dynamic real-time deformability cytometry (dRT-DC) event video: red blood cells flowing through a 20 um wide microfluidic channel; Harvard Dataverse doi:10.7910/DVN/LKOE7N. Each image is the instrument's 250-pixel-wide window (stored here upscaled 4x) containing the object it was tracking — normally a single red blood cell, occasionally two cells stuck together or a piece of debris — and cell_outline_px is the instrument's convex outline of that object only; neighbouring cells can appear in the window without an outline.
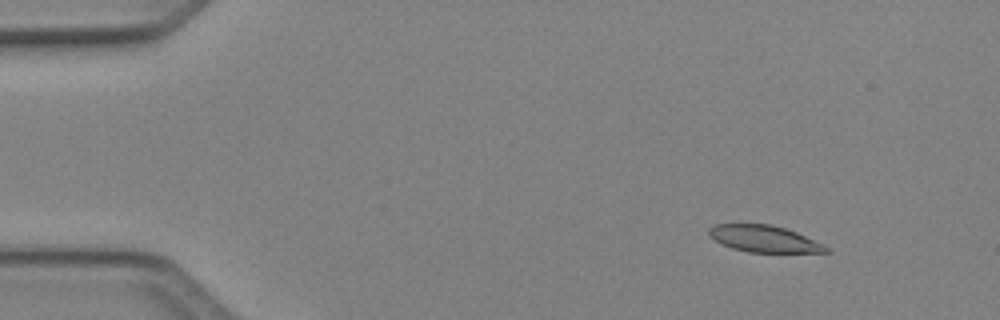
{"species": "Egyptian fruit bat (a non-hibernating species)", "species_latin": "Rousettus aegyptiacus", "temperature_condition": "cold", "stored_images_in_passage": 6, "camera_frame_rate_fps": 3000, "um_per_image_px": 0.085, "animal": {"sex": "female"}, "frame": {"image": 1, "passage_image": 2, "time_ms": 0.333, "image_size_px": [1000, 320], "cell_outline_px": [[832, 252], [748, 252], [732, 248], [720, 244], [708, 236], [708, 228], [716, 224], [772, 224], [796, 232], [824, 244]], "centroid_in_image_um": [64.91, 20.29], "position_along_channel_um": 20.1, "area_um2": 18.26}}
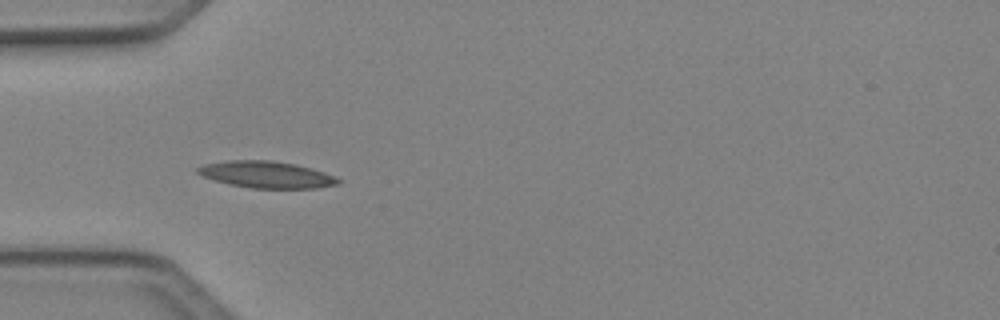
{"frame": {"image": 2, "passage_image": 5, "time_ms": 1.333, "image_size_px": [1000, 320], "cell_outline_px": [[340, 184], [316, 188], [252, 188], [232, 184], [216, 180], [204, 176], [196, 172], [196, 168], [204, 164], [228, 160], [272, 160], [296, 164], [312, 168], [336, 176], [340, 180]], "centroid_in_image_um": [22.69, 14.83], "position_along_channel_um": 62.3, "area_um2": 21.79}}
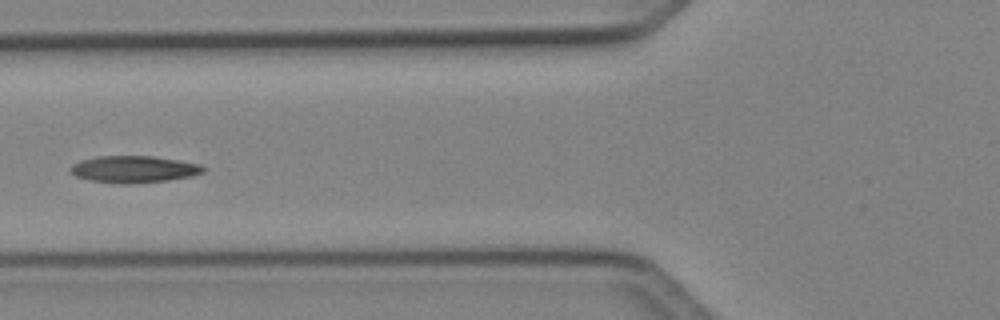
{"frame": {"image": 3, "passage_image": 6, "time_ms": 1.667, "image_size_px": [1000, 320], "cell_outline_px": [[204, 172], [192, 176], [168, 180], [128, 184], [120, 184], [88, 180], [76, 176], [68, 168], [72, 164], [80, 160], [96, 156], [152, 156], [180, 160], [200, 164], [204, 168]], "centroid_in_image_um": [11.35, 14.38], "position_along_channel_um": 114.4, "area_um2": 20.92}}